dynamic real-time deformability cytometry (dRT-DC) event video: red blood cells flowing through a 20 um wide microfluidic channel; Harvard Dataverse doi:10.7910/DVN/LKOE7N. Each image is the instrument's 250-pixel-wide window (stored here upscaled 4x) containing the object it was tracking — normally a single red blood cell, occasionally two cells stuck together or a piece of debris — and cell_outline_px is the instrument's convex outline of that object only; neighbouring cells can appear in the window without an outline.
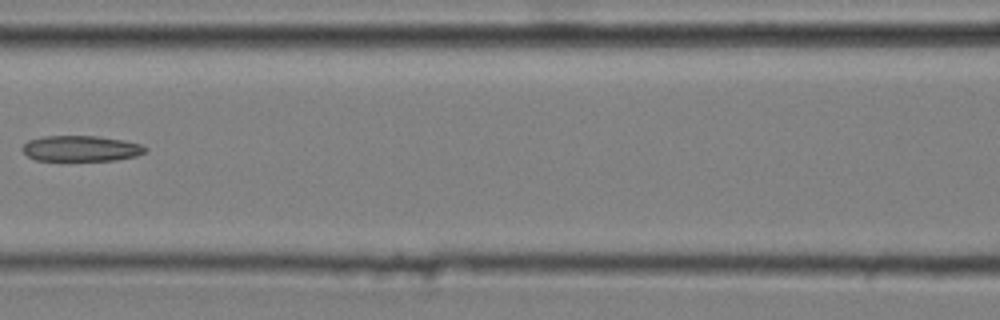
{"species": "common noctule bat (a hibernating species)", "species_latin": "Nyctalus noctula", "temperature_condition": "cold", "stored_images_in_passage": 7, "camera_frame_rate_fps": 3000, "um_per_image_px": 0.085, "animal": {"sex": "male", "body_mass_g": 20.4}, "frame": {"image": 1, "passage_image": 7, "time_ms": 2.0, "image_size_px": [1000, 320], "cell_outline_px": [[148, 148], [144, 152], [136, 156], [116, 160], [36, 160], [28, 156], [20, 148], [28, 140], [44, 136], [96, 136], [124, 140], [140, 144]], "centroid_in_image_um": [6.87, 12.62], "position_along_channel_um": 159.7, "area_um2": 18.32}}